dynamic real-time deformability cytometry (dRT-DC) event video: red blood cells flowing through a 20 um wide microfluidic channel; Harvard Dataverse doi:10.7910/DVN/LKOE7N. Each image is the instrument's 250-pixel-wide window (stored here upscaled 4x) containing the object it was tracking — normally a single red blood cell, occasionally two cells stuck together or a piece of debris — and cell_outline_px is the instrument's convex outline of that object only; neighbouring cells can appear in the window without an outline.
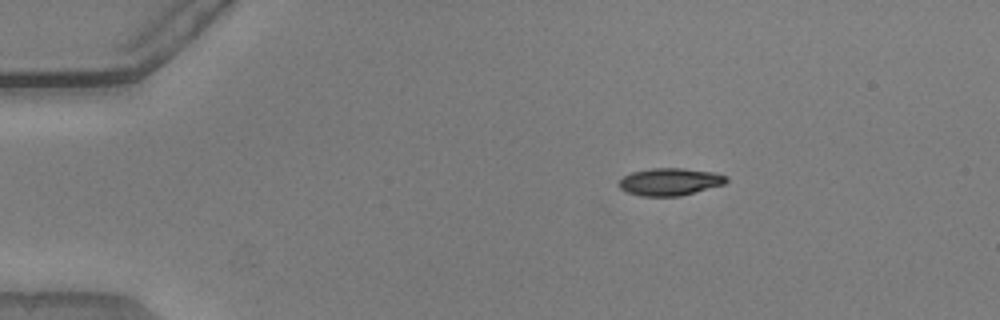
{"species": "common noctule bat (a hibernating species)", "species_latin": "Nyctalus noctula", "temperature_condition": "warm", "stored_images_in_passage": 5, "camera_frame_rate_fps": 3000, "um_per_image_px": 0.085, "animal": {"sex": "male", "body_mass_g": 20.5, "forearm_length_mm": 52.5}, "frame": {"image": 1, "passage_image": 1, "time_ms": 0.0, "image_size_px": [1000, 320], "cell_outline_px": [[728, 180], [724, 184], [680, 196], [640, 196], [628, 192], [620, 188], [620, 180], [624, 176], [632, 172], [652, 168], [684, 168], [716, 172], [728, 176]], "centroid_in_image_um": [56.98, 15.44], "position_along_channel_um": 28.0, "area_um2": 17.11}}